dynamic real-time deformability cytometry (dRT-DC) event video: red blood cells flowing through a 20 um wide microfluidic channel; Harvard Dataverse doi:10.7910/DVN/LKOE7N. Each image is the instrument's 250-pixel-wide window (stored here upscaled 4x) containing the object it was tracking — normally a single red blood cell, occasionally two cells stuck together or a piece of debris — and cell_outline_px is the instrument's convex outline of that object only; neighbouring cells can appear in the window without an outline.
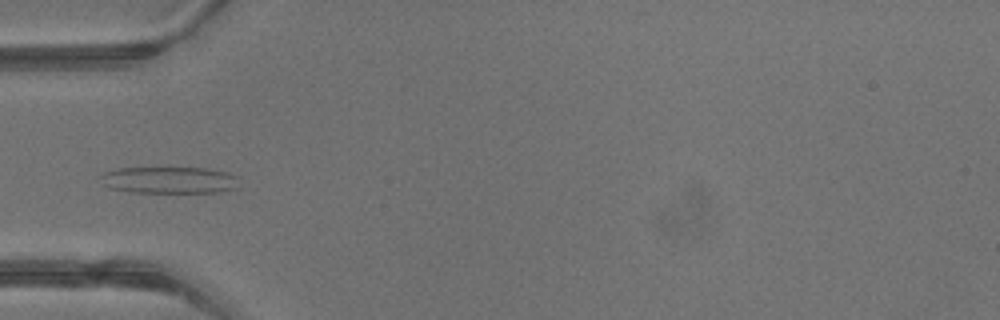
{"species": "common noctule bat (a hibernating species)", "species_latin": "Nyctalus noctula", "temperature_condition": "warm", "stored_images_in_passage": 4, "camera_frame_rate_fps": 3000, "um_per_image_px": 0.085, "animal": {"sex": "male", "body_mass_g": 13.3}, "frame": {"image": 1, "passage_image": 4, "time_ms": 1.0, "image_size_px": [1000, 320], "cell_outline_px": [[240, 176], [236, 188], [220, 192], [132, 192], [112, 188], [104, 184], [100, 176], [104, 172], [120, 168], [204, 168], [228, 172]], "centroid_in_image_um": [14.45, 15.3], "position_along_channel_um": 70.5, "area_um2": 21.5}}